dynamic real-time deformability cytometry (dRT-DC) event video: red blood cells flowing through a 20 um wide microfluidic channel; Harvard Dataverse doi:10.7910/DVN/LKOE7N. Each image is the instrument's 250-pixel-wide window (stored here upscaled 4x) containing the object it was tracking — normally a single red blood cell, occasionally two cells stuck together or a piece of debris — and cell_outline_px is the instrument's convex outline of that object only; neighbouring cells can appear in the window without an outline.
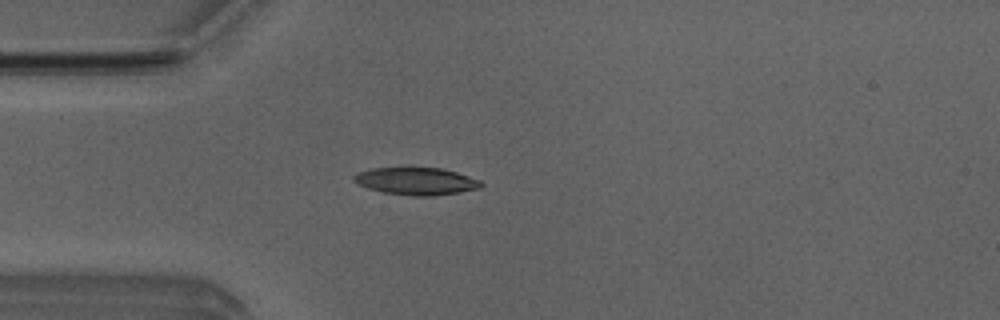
{"species": "Egyptian fruit bat (a non-hibernating species)", "species_latin": "Rousettus aegyptiacus", "temperature_condition": "room temperature", "stored_images_in_passage": 2, "camera_frame_rate_fps": 3000, "um_per_image_px": 0.085, "animal": {"sex": "male"}, "frame": {"image": 1, "passage_image": 1, "time_ms": 0.0, "image_size_px": [1000, 320], "cell_outline_px": [[484, 184], [480, 188], [460, 192], [432, 196], [416, 196], [384, 192], [368, 188], [356, 184], [352, 180], [352, 176], [356, 172], [372, 168], [440, 168], [456, 172], [480, 180]], "centroid_in_image_um": [35.35, 15.4], "position_along_channel_um": 49.7, "area_um2": 20.29}}